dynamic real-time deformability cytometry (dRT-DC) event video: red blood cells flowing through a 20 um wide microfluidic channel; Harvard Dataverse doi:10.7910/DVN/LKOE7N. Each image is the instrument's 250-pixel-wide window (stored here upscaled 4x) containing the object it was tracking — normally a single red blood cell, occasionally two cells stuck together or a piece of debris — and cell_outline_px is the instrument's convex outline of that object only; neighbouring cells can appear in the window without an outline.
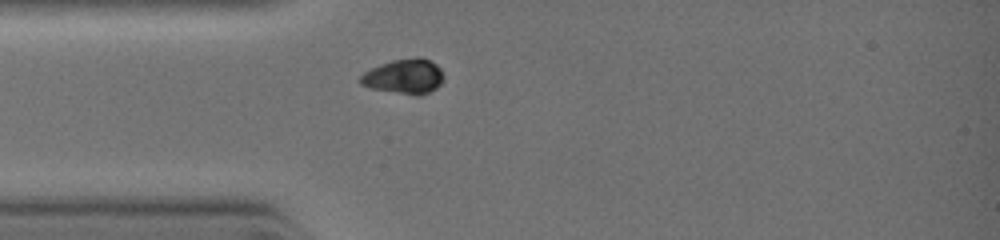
{"species": "common noctule bat (a hibernating species)", "species_latin": "Nyctalus noctula", "temperature_condition": "warm", "stored_images_in_passage": 1, "camera_frame_rate_fps": 3000, "um_per_image_px": 0.085, "animal": {"sex": "female", "body_mass_g": 19.0, "forearm_length_mm": 51.5}, "frame": {"image": 1, "passage_image": 1, "time_ms": 0.0, "image_size_px": [1000, 240], "cell_outline_px": [[444, 80], [436, 88], [420, 96], [416, 96], [372, 88], [360, 84], [360, 76], [364, 72], [380, 64], [392, 60], [416, 56], [420, 56], [436, 64], [440, 68], [444, 76]], "centroid_in_image_um": [34.38, 6.49], "position_along_channel_um": 50.6, "area_um2": 16.99}}